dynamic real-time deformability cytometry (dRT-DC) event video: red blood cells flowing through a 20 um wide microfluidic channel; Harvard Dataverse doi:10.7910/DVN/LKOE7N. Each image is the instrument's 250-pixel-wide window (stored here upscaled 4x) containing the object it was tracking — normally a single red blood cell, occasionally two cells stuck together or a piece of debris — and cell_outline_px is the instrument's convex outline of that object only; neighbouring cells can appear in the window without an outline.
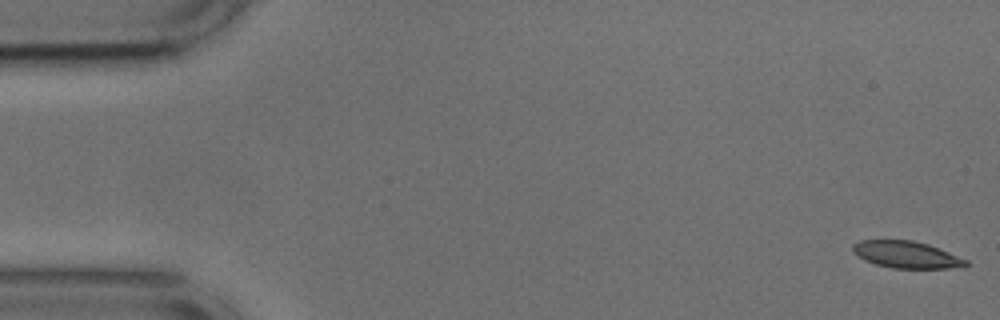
{"species": "common noctule bat (a hibernating species)", "species_latin": "Nyctalus noctula", "temperature_condition": "cold", "stored_images_in_passage": 53, "camera_frame_rate_fps": 3000, "um_per_image_px": 0.085, "animal": {"sex": "male", "body_mass_g": 17.9, "forearm_length_mm": 54.2}, "frame": {"image": 1, "passage_image": 1, "time_ms": 0.0, "image_size_px": [1000, 320], "cell_outline_px": [[968, 264], [948, 268], [892, 268], [876, 264], [864, 260], [852, 252], [852, 244], [860, 240], [912, 240], [928, 244], [968, 260]], "centroid_in_image_um": [76.98, 21.63], "position_along_channel_um": 8.0, "area_um2": 17.57}}
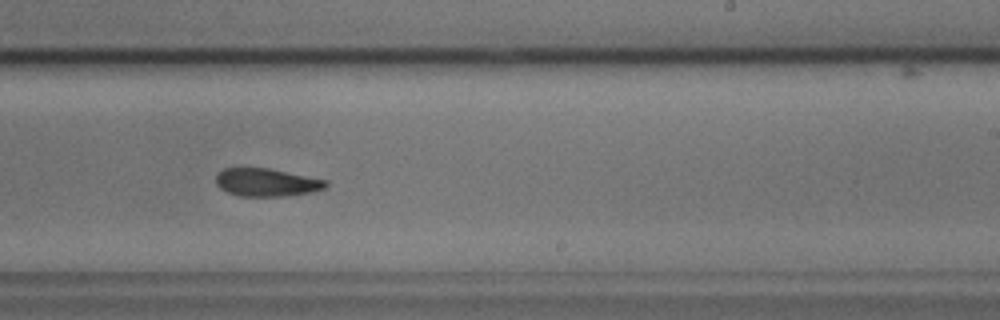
{"frame": {"image": 2, "passage_image": 32, "time_ms": 10.333, "image_size_px": [1000, 320], "cell_outline_px": [[328, 184], [324, 188], [312, 192], [284, 196], [240, 196], [228, 192], [220, 188], [216, 184], [216, 172], [224, 168], [268, 168], [328, 180]], "centroid_in_image_um": [22.64, 15.5], "position_along_channel_um": 266.4, "area_um2": 17.92}}
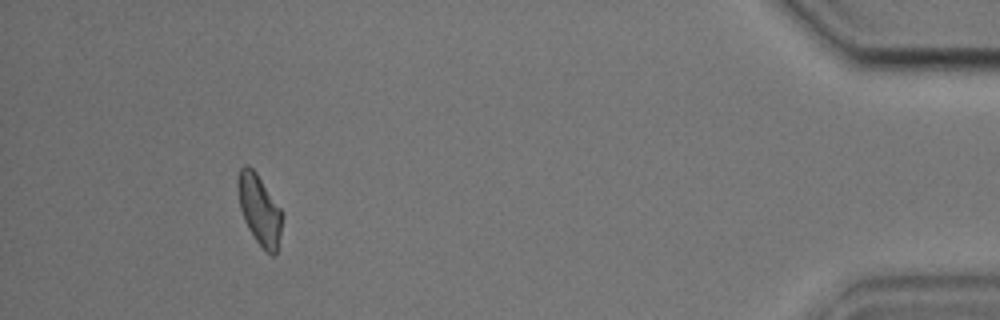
{"frame": {"image": 3, "passage_image": 49, "time_ms": 16.0, "image_size_px": [1000, 320], "cell_outline_px": [[284, 216], [280, 236], [276, 252], [272, 256], [256, 240], [248, 228], [244, 220], [240, 208], [236, 188], [236, 180], [240, 168], [244, 164], [248, 164], [256, 172], [280, 208]], "centroid_in_image_um": [22.03, 17.77], "position_along_channel_um": 413.2, "area_um2": 18.15}, "authors_computed_cell_mechanics": {"area_um2": 18.496, "velocity_mm_per_s": 3.7397, "shape_relaxation_time_tau1_ms": 6.7983, "shape_relaxation_time_tau2_ms": 3.0253, "deformation_change_tau1": 0.1563, "deformation_change_tau2": 0.0939}}